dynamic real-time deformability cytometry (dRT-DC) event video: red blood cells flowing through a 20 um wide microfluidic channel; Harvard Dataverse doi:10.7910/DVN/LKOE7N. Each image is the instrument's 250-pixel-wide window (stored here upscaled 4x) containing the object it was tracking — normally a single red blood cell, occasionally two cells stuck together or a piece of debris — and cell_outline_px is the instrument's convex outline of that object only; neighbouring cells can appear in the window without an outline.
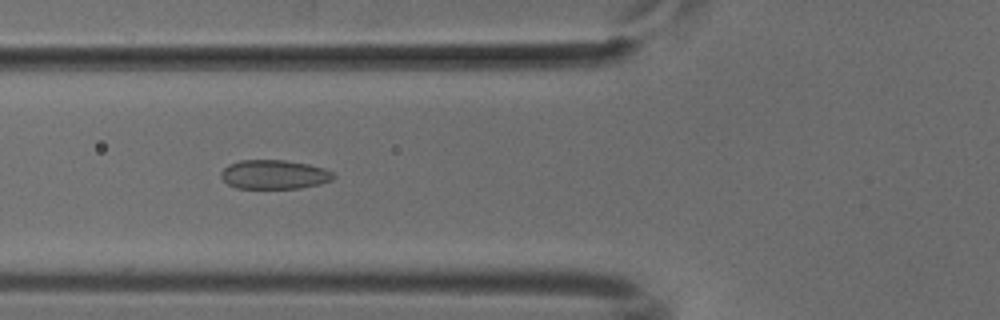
{"species": "common noctule bat (a hibernating species)", "species_latin": "Nyctalus noctula", "temperature_condition": "cold", "stored_images_in_passage": 41, "camera_frame_rate_fps": 3000, "um_per_image_px": 0.085, "animal": {"sex": "male", "body_mass_g": 18.8}, "frame": {"image": 1, "passage_image": 8, "time_ms": 2.333, "image_size_px": [1000, 320], "cell_outline_px": [[336, 176], [332, 180], [320, 184], [300, 188], [236, 188], [228, 184], [220, 176], [220, 172], [228, 164], [240, 160], [284, 160], [308, 164], [324, 168], [332, 172]], "centroid_in_image_um": [23.3, 14.83], "position_along_channel_um": 102.5, "area_um2": 19.13}}
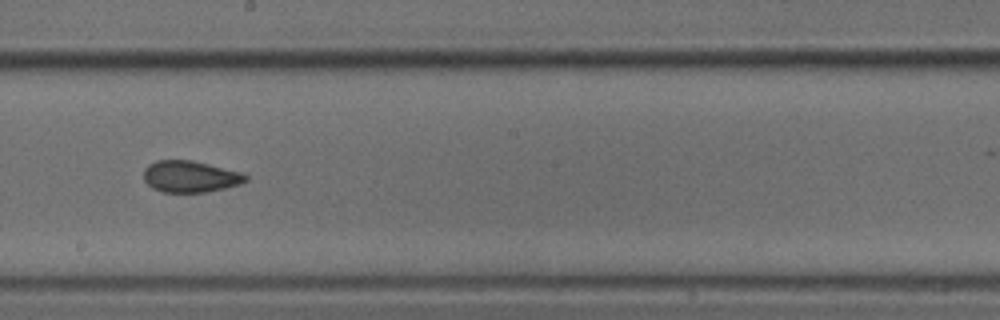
{"frame": {"image": 2, "passage_image": 18, "time_ms": 5.667, "image_size_px": [1000, 320], "cell_outline_px": [[248, 180], [240, 184], [224, 188], [204, 192], [160, 192], [152, 188], [144, 180], [144, 168], [148, 164], [156, 160], [192, 160], [244, 172], [248, 176]], "centroid_in_image_um": [16.18, 15.0], "position_along_channel_um": 232.0, "area_um2": 18.96}}
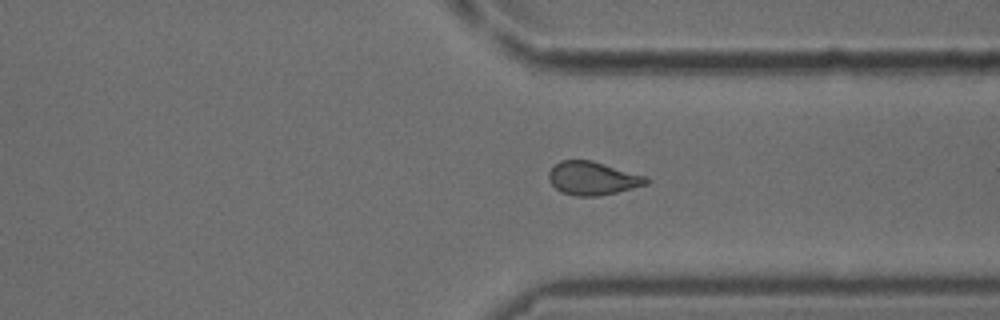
{"frame": {"image": 3, "passage_image": 28, "time_ms": 9.0, "image_size_px": [1000, 320], "cell_outline_px": [[648, 184], [616, 192], [596, 196], [576, 196], [560, 192], [548, 180], [548, 172], [560, 160], [592, 160], [648, 176]], "centroid_in_image_um": [50.37, 15.15], "position_along_channel_um": 361.0, "area_um2": 19.02}}